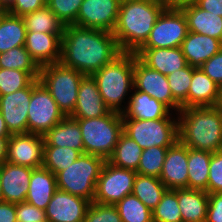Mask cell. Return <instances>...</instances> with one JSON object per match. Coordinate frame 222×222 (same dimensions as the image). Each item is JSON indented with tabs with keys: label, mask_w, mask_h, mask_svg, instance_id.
<instances>
[{
	"label": "cell",
	"mask_w": 222,
	"mask_h": 222,
	"mask_svg": "<svg viewBox=\"0 0 222 222\" xmlns=\"http://www.w3.org/2000/svg\"><path fill=\"white\" fill-rule=\"evenodd\" d=\"M143 149L136 141L122 132L110 158L114 166L137 171Z\"/></svg>",
	"instance_id": "31"
},
{
	"label": "cell",
	"mask_w": 222,
	"mask_h": 222,
	"mask_svg": "<svg viewBox=\"0 0 222 222\" xmlns=\"http://www.w3.org/2000/svg\"><path fill=\"white\" fill-rule=\"evenodd\" d=\"M168 148L169 147L152 146L143 149L136 171L137 174L159 178Z\"/></svg>",
	"instance_id": "39"
},
{
	"label": "cell",
	"mask_w": 222,
	"mask_h": 222,
	"mask_svg": "<svg viewBox=\"0 0 222 222\" xmlns=\"http://www.w3.org/2000/svg\"><path fill=\"white\" fill-rule=\"evenodd\" d=\"M216 84L222 86V49L200 67Z\"/></svg>",
	"instance_id": "45"
},
{
	"label": "cell",
	"mask_w": 222,
	"mask_h": 222,
	"mask_svg": "<svg viewBox=\"0 0 222 222\" xmlns=\"http://www.w3.org/2000/svg\"><path fill=\"white\" fill-rule=\"evenodd\" d=\"M153 222H183L179 205L178 189H167L159 204L152 210Z\"/></svg>",
	"instance_id": "37"
},
{
	"label": "cell",
	"mask_w": 222,
	"mask_h": 222,
	"mask_svg": "<svg viewBox=\"0 0 222 222\" xmlns=\"http://www.w3.org/2000/svg\"><path fill=\"white\" fill-rule=\"evenodd\" d=\"M5 11V9H3V8H1L0 7V17H1V15H2V13Z\"/></svg>",
	"instance_id": "57"
},
{
	"label": "cell",
	"mask_w": 222,
	"mask_h": 222,
	"mask_svg": "<svg viewBox=\"0 0 222 222\" xmlns=\"http://www.w3.org/2000/svg\"><path fill=\"white\" fill-rule=\"evenodd\" d=\"M46 4L47 0H14L6 11L16 16H23L27 13L39 10Z\"/></svg>",
	"instance_id": "46"
},
{
	"label": "cell",
	"mask_w": 222,
	"mask_h": 222,
	"mask_svg": "<svg viewBox=\"0 0 222 222\" xmlns=\"http://www.w3.org/2000/svg\"><path fill=\"white\" fill-rule=\"evenodd\" d=\"M166 190V186L159 178L137 174L132 194L152 211L159 204Z\"/></svg>",
	"instance_id": "33"
},
{
	"label": "cell",
	"mask_w": 222,
	"mask_h": 222,
	"mask_svg": "<svg viewBox=\"0 0 222 222\" xmlns=\"http://www.w3.org/2000/svg\"><path fill=\"white\" fill-rule=\"evenodd\" d=\"M121 53L112 32L75 25L64 28L60 63L67 68L92 76Z\"/></svg>",
	"instance_id": "1"
},
{
	"label": "cell",
	"mask_w": 222,
	"mask_h": 222,
	"mask_svg": "<svg viewBox=\"0 0 222 222\" xmlns=\"http://www.w3.org/2000/svg\"><path fill=\"white\" fill-rule=\"evenodd\" d=\"M129 97V101L122 112V118H134L141 120H157L167 117L170 110L165 104L152 98L147 93L138 91Z\"/></svg>",
	"instance_id": "23"
},
{
	"label": "cell",
	"mask_w": 222,
	"mask_h": 222,
	"mask_svg": "<svg viewBox=\"0 0 222 222\" xmlns=\"http://www.w3.org/2000/svg\"><path fill=\"white\" fill-rule=\"evenodd\" d=\"M11 135L0 112V137H10Z\"/></svg>",
	"instance_id": "51"
},
{
	"label": "cell",
	"mask_w": 222,
	"mask_h": 222,
	"mask_svg": "<svg viewBox=\"0 0 222 222\" xmlns=\"http://www.w3.org/2000/svg\"><path fill=\"white\" fill-rule=\"evenodd\" d=\"M211 155L188 147V188L207 192Z\"/></svg>",
	"instance_id": "30"
},
{
	"label": "cell",
	"mask_w": 222,
	"mask_h": 222,
	"mask_svg": "<svg viewBox=\"0 0 222 222\" xmlns=\"http://www.w3.org/2000/svg\"><path fill=\"white\" fill-rule=\"evenodd\" d=\"M81 153L69 147L44 146L43 167L54 175L65 170Z\"/></svg>",
	"instance_id": "35"
},
{
	"label": "cell",
	"mask_w": 222,
	"mask_h": 222,
	"mask_svg": "<svg viewBox=\"0 0 222 222\" xmlns=\"http://www.w3.org/2000/svg\"><path fill=\"white\" fill-rule=\"evenodd\" d=\"M105 162L101 157L82 153L65 170L56 174L57 189L93 202L96 183Z\"/></svg>",
	"instance_id": "6"
},
{
	"label": "cell",
	"mask_w": 222,
	"mask_h": 222,
	"mask_svg": "<svg viewBox=\"0 0 222 222\" xmlns=\"http://www.w3.org/2000/svg\"><path fill=\"white\" fill-rule=\"evenodd\" d=\"M185 15L180 8L166 7L139 49L181 47L188 34Z\"/></svg>",
	"instance_id": "9"
},
{
	"label": "cell",
	"mask_w": 222,
	"mask_h": 222,
	"mask_svg": "<svg viewBox=\"0 0 222 222\" xmlns=\"http://www.w3.org/2000/svg\"><path fill=\"white\" fill-rule=\"evenodd\" d=\"M76 120L82 134L84 153L107 161L123 132L122 113L111 111L102 117Z\"/></svg>",
	"instance_id": "5"
},
{
	"label": "cell",
	"mask_w": 222,
	"mask_h": 222,
	"mask_svg": "<svg viewBox=\"0 0 222 222\" xmlns=\"http://www.w3.org/2000/svg\"><path fill=\"white\" fill-rule=\"evenodd\" d=\"M22 18L27 32L63 34L65 28L64 24L47 5L23 15Z\"/></svg>",
	"instance_id": "32"
},
{
	"label": "cell",
	"mask_w": 222,
	"mask_h": 222,
	"mask_svg": "<svg viewBox=\"0 0 222 222\" xmlns=\"http://www.w3.org/2000/svg\"><path fill=\"white\" fill-rule=\"evenodd\" d=\"M44 138L34 133L12 134L8 140L6 162L39 168L43 166Z\"/></svg>",
	"instance_id": "14"
},
{
	"label": "cell",
	"mask_w": 222,
	"mask_h": 222,
	"mask_svg": "<svg viewBox=\"0 0 222 222\" xmlns=\"http://www.w3.org/2000/svg\"><path fill=\"white\" fill-rule=\"evenodd\" d=\"M84 222H122L115 205L91 202Z\"/></svg>",
	"instance_id": "42"
},
{
	"label": "cell",
	"mask_w": 222,
	"mask_h": 222,
	"mask_svg": "<svg viewBox=\"0 0 222 222\" xmlns=\"http://www.w3.org/2000/svg\"><path fill=\"white\" fill-rule=\"evenodd\" d=\"M123 132L137 142L142 148L152 146L171 147L178 140V117H171V113L162 119L141 120L122 118Z\"/></svg>",
	"instance_id": "8"
},
{
	"label": "cell",
	"mask_w": 222,
	"mask_h": 222,
	"mask_svg": "<svg viewBox=\"0 0 222 222\" xmlns=\"http://www.w3.org/2000/svg\"><path fill=\"white\" fill-rule=\"evenodd\" d=\"M83 0H47V6L64 24L75 25Z\"/></svg>",
	"instance_id": "41"
},
{
	"label": "cell",
	"mask_w": 222,
	"mask_h": 222,
	"mask_svg": "<svg viewBox=\"0 0 222 222\" xmlns=\"http://www.w3.org/2000/svg\"><path fill=\"white\" fill-rule=\"evenodd\" d=\"M217 106L222 110V86L220 87V97Z\"/></svg>",
	"instance_id": "55"
},
{
	"label": "cell",
	"mask_w": 222,
	"mask_h": 222,
	"mask_svg": "<svg viewBox=\"0 0 222 222\" xmlns=\"http://www.w3.org/2000/svg\"><path fill=\"white\" fill-rule=\"evenodd\" d=\"M208 204L206 191L191 188L178 189V205L183 222H205Z\"/></svg>",
	"instance_id": "28"
},
{
	"label": "cell",
	"mask_w": 222,
	"mask_h": 222,
	"mask_svg": "<svg viewBox=\"0 0 222 222\" xmlns=\"http://www.w3.org/2000/svg\"><path fill=\"white\" fill-rule=\"evenodd\" d=\"M178 117L179 141L195 150H222V110L218 106L180 109Z\"/></svg>",
	"instance_id": "2"
},
{
	"label": "cell",
	"mask_w": 222,
	"mask_h": 222,
	"mask_svg": "<svg viewBox=\"0 0 222 222\" xmlns=\"http://www.w3.org/2000/svg\"><path fill=\"white\" fill-rule=\"evenodd\" d=\"M111 109L104 103L96 80L91 75H84L81 79L75 109L70 117L74 119H88L108 115Z\"/></svg>",
	"instance_id": "17"
},
{
	"label": "cell",
	"mask_w": 222,
	"mask_h": 222,
	"mask_svg": "<svg viewBox=\"0 0 222 222\" xmlns=\"http://www.w3.org/2000/svg\"><path fill=\"white\" fill-rule=\"evenodd\" d=\"M207 193H222V150L211 155Z\"/></svg>",
	"instance_id": "43"
},
{
	"label": "cell",
	"mask_w": 222,
	"mask_h": 222,
	"mask_svg": "<svg viewBox=\"0 0 222 222\" xmlns=\"http://www.w3.org/2000/svg\"><path fill=\"white\" fill-rule=\"evenodd\" d=\"M181 49L189 66L200 68L204 62L222 49V42L200 33L188 32Z\"/></svg>",
	"instance_id": "22"
},
{
	"label": "cell",
	"mask_w": 222,
	"mask_h": 222,
	"mask_svg": "<svg viewBox=\"0 0 222 222\" xmlns=\"http://www.w3.org/2000/svg\"><path fill=\"white\" fill-rule=\"evenodd\" d=\"M56 190V175L43 166L33 168L25 202L46 210Z\"/></svg>",
	"instance_id": "24"
},
{
	"label": "cell",
	"mask_w": 222,
	"mask_h": 222,
	"mask_svg": "<svg viewBox=\"0 0 222 222\" xmlns=\"http://www.w3.org/2000/svg\"><path fill=\"white\" fill-rule=\"evenodd\" d=\"M27 29L22 16L6 10L0 17V53L25 45Z\"/></svg>",
	"instance_id": "29"
},
{
	"label": "cell",
	"mask_w": 222,
	"mask_h": 222,
	"mask_svg": "<svg viewBox=\"0 0 222 222\" xmlns=\"http://www.w3.org/2000/svg\"><path fill=\"white\" fill-rule=\"evenodd\" d=\"M4 201L3 199V194H2V189H1V183H0V202Z\"/></svg>",
	"instance_id": "56"
},
{
	"label": "cell",
	"mask_w": 222,
	"mask_h": 222,
	"mask_svg": "<svg viewBox=\"0 0 222 222\" xmlns=\"http://www.w3.org/2000/svg\"><path fill=\"white\" fill-rule=\"evenodd\" d=\"M13 2L14 0H0V7L6 10Z\"/></svg>",
	"instance_id": "54"
},
{
	"label": "cell",
	"mask_w": 222,
	"mask_h": 222,
	"mask_svg": "<svg viewBox=\"0 0 222 222\" xmlns=\"http://www.w3.org/2000/svg\"><path fill=\"white\" fill-rule=\"evenodd\" d=\"M35 79L27 72L0 68V95L27 88Z\"/></svg>",
	"instance_id": "40"
},
{
	"label": "cell",
	"mask_w": 222,
	"mask_h": 222,
	"mask_svg": "<svg viewBox=\"0 0 222 222\" xmlns=\"http://www.w3.org/2000/svg\"><path fill=\"white\" fill-rule=\"evenodd\" d=\"M43 138L44 146L69 147L84 153L79 123L70 116H65Z\"/></svg>",
	"instance_id": "26"
},
{
	"label": "cell",
	"mask_w": 222,
	"mask_h": 222,
	"mask_svg": "<svg viewBox=\"0 0 222 222\" xmlns=\"http://www.w3.org/2000/svg\"><path fill=\"white\" fill-rule=\"evenodd\" d=\"M9 137H0V166L6 162Z\"/></svg>",
	"instance_id": "50"
},
{
	"label": "cell",
	"mask_w": 222,
	"mask_h": 222,
	"mask_svg": "<svg viewBox=\"0 0 222 222\" xmlns=\"http://www.w3.org/2000/svg\"><path fill=\"white\" fill-rule=\"evenodd\" d=\"M32 83L7 95H0V112L11 134L28 133V108Z\"/></svg>",
	"instance_id": "15"
},
{
	"label": "cell",
	"mask_w": 222,
	"mask_h": 222,
	"mask_svg": "<svg viewBox=\"0 0 222 222\" xmlns=\"http://www.w3.org/2000/svg\"><path fill=\"white\" fill-rule=\"evenodd\" d=\"M65 115L44 85L35 79L28 108V133L44 136Z\"/></svg>",
	"instance_id": "10"
},
{
	"label": "cell",
	"mask_w": 222,
	"mask_h": 222,
	"mask_svg": "<svg viewBox=\"0 0 222 222\" xmlns=\"http://www.w3.org/2000/svg\"><path fill=\"white\" fill-rule=\"evenodd\" d=\"M188 147L179 140L167 149L159 179L167 189L188 188Z\"/></svg>",
	"instance_id": "18"
},
{
	"label": "cell",
	"mask_w": 222,
	"mask_h": 222,
	"mask_svg": "<svg viewBox=\"0 0 222 222\" xmlns=\"http://www.w3.org/2000/svg\"><path fill=\"white\" fill-rule=\"evenodd\" d=\"M198 0H171V7L180 8L188 4H194Z\"/></svg>",
	"instance_id": "52"
},
{
	"label": "cell",
	"mask_w": 222,
	"mask_h": 222,
	"mask_svg": "<svg viewBox=\"0 0 222 222\" xmlns=\"http://www.w3.org/2000/svg\"><path fill=\"white\" fill-rule=\"evenodd\" d=\"M84 75L60 62L40 67L39 81L49 91L65 116H70L77 102V94Z\"/></svg>",
	"instance_id": "7"
},
{
	"label": "cell",
	"mask_w": 222,
	"mask_h": 222,
	"mask_svg": "<svg viewBox=\"0 0 222 222\" xmlns=\"http://www.w3.org/2000/svg\"><path fill=\"white\" fill-rule=\"evenodd\" d=\"M208 200L205 222H222V193L208 194Z\"/></svg>",
	"instance_id": "47"
},
{
	"label": "cell",
	"mask_w": 222,
	"mask_h": 222,
	"mask_svg": "<svg viewBox=\"0 0 222 222\" xmlns=\"http://www.w3.org/2000/svg\"><path fill=\"white\" fill-rule=\"evenodd\" d=\"M92 76L104 103L111 111L122 113L125 107L121 104L128 91L134 89V53L122 52Z\"/></svg>",
	"instance_id": "4"
},
{
	"label": "cell",
	"mask_w": 222,
	"mask_h": 222,
	"mask_svg": "<svg viewBox=\"0 0 222 222\" xmlns=\"http://www.w3.org/2000/svg\"><path fill=\"white\" fill-rule=\"evenodd\" d=\"M145 1H150L157 4H162L166 7H171V0H145Z\"/></svg>",
	"instance_id": "53"
},
{
	"label": "cell",
	"mask_w": 222,
	"mask_h": 222,
	"mask_svg": "<svg viewBox=\"0 0 222 222\" xmlns=\"http://www.w3.org/2000/svg\"><path fill=\"white\" fill-rule=\"evenodd\" d=\"M121 0H83L75 26L113 32Z\"/></svg>",
	"instance_id": "12"
},
{
	"label": "cell",
	"mask_w": 222,
	"mask_h": 222,
	"mask_svg": "<svg viewBox=\"0 0 222 222\" xmlns=\"http://www.w3.org/2000/svg\"><path fill=\"white\" fill-rule=\"evenodd\" d=\"M0 68L25 71L34 79H39L40 67L32 59L24 46L0 53Z\"/></svg>",
	"instance_id": "34"
},
{
	"label": "cell",
	"mask_w": 222,
	"mask_h": 222,
	"mask_svg": "<svg viewBox=\"0 0 222 222\" xmlns=\"http://www.w3.org/2000/svg\"><path fill=\"white\" fill-rule=\"evenodd\" d=\"M16 217L18 222H47L45 210L27 202L16 204Z\"/></svg>",
	"instance_id": "44"
},
{
	"label": "cell",
	"mask_w": 222,
	"mask_h": 222,
	"mask_svg": "<svg viewBox=\"0 0 222 222\" xmlns=\"http://www.w3.org/2000/svg\"><path fill=\"white\" fill-rule=\"evenodd\" d=\"M220 86L201 68L193 67V77L188 92V107L217 106Z\"/></svg>",
	"instance_id": "27"
},
{
	"label": "cell",
	"mask_w": 222,
	"mask_h": 222,
	"mask_svg": "<svg viewBox=\"0 0 222 222\" xmlns=\"http://www.w3.org/2000/svg\"><path fill=\"white\" fill-rule=\"evenodd\" d=\"M134 88L147 93L177 112L181 105L173 98L167 76L144 65L134 53Z\"/></svg>",
	"instance_id": "13"
},
{
	"label": "cell",
	"mask_w": 222,
	"mask_h": 222,
	"mask_svg": "<svg viewBox=\"0 0 222 222\" xmlns=\"http://www.w3.org/2000/svg\"><path fill=\"white\" fill-rule=\"evenodd\" d=\"M90 203L57 189L45 210L47 222H84Z\"/></svg>",
	"instance_id": "16"
},
{
	"label": "cell",
	"mask_w": 222,
	"mask_h": 222,
	"mask_svg": "<svg viewBox=\"0 0 222 222\" xmlns=\"http://www.w3.org/2000/svg\"><path fill=\"white\" fill-rule=\"evenodd\" d=\"M0 222H18L16 204L7 201L0 202Z\"/></svg>",
	"instance_id": "48"
},
{
	"label": "cell",
	"mask_w": 222,
	"mask_h": 222,
	"mask_svg": "<svg viewBox=\"0 0 222 222\" xmlns=\"http://www.w3.org/2000/svg\"><path fill=\"white\" fill-rule=\"evenodd\" d=\"M135 55L148 68L166 76L188 65L181 47L138 49Z\"/></svg>",
	"instance_id": "21"
},
{
	"label": "cell",
	"mask_w": 222,
	"mask_h": 222,
	"mask_svg": "<svg viewBox=\"0 0 222 222\" xmlns=\"http://www.w3.org/2000/svg\"><path fill=\"white\" fill-rule=\"evenodd\" d=\"M195 4L203 10L222 17V0H198Z\"/></svg>",
	"instance_id": "49"
},
{
	"label": "cell",
	"mask_w": 222,
	"mask_h": 222,
	"mask_svg": "<svg viewBox=\"0 0 222 222\" xmlns=\"http://www.w3.org/2000/svg\"><path fill=\"white\" fill-rule=\"evenodd\" d=\"M137 172L124 169L106 161L96 183L93 202L116 205L125 196L132 194Z\"/></svg>",
	"instance_id": "11"
},
{
	"label": "cell",
	"mask_w": 222,
	"mask_h": 222,
	"mask_svg": "<svg viewBox=\"0 0 222 222\" xmlns=\"http://www.w3.org/2000/svg\"><path fill=\"white\" fill-rule=\"evenodd\" d=\"M189 32L200 33L222 42V17L199 8L195 3L180 7Z\"/></svg>",
	"instance_id": "25"
},
{
	"label": "cell",
	"mask_w": 222,
	"mask_h": 222,
	"mask_svg": "<svg viewBox=\"0 0 222 222\" xmlns=\"http://www.w3.org/2000/svg\"><path fill=\"white\" fill-rule=\"evenodd\" d=\"M115 206L122 222H153L152 211L133 194L125 196Z\"/></svg>",
	"instance_id": "36"
},
{
	"label": "cell",
	"mask_w": 222,
	"mask_h": 222,
	"mask_svg": "<svg viewBox=\"0 0 222 222\" xmlns=\"http://www.w3.org/2000/svg\"><path fill=\"white\" fill-rule=\"evenodd\" d=\"M63 34L27 32L24 47L39 67L59 63Z\"/></svg>",
	"instance_id": "20"
},
{
	"label": "cell",
	"mask_w": 222,
	"mask_h": 222,
	"mask_svg": "<svg viewBox=\"0 0 222 222\" xmlns=\"http://www.w3.org/2000/svg\"><path fill=\"white\" fill-rule=\"evenodd\" d=\"M192 77L193 67L189 65L167 75L172 96L181 105V109L188 108V92Z\"/></svg>",
	"instance_id": "38"
},
{
	"label": "cell",
	"mask_w": 222,
	"mask_h": 222,
	"mask_svg": "<svg viewBox=\"0 0 222 222\" xmlns=\"http://www.w3.org/2000/svg\"><path fill=\"white\" fill-rule=\"evenodd\" d=\"M33 168L4 162L0 166V183L4 201L25 202Z\"/></svg>",
	"instance_id": "19"
},
{
	"label": "cell",
	"mask_w": 222,
	"mask_h": 222,
	"mask_svg": "<svg viewBox=\"0 0 222 222\" xmlns=\"http://www.w3.org/2000/svg\"><path fill=\"white\" fill-rule=\"evenodd\" d=\"M166 6L145 0H121L113 30L122 52L135 53L148 39Z\"/></svg>",
	"instance_id": "3"
}]
</instances>
